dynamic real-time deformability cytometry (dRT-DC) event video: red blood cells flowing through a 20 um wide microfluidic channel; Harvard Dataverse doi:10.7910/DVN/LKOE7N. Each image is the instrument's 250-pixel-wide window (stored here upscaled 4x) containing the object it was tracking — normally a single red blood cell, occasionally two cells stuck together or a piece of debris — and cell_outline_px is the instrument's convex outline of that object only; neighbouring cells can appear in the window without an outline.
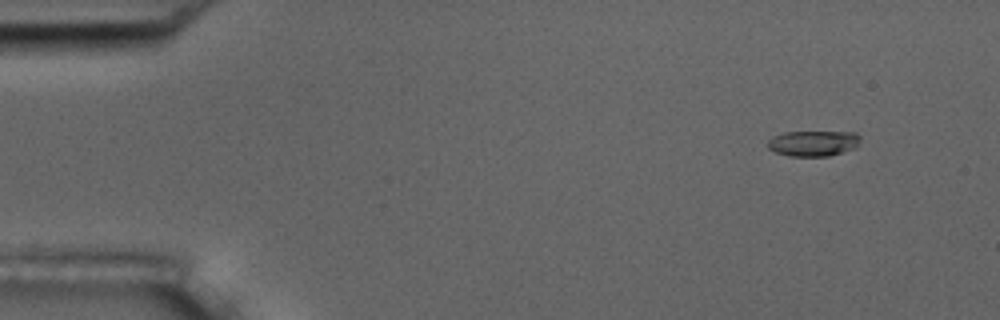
{"species": "common noctule bat (a hibernating species)", "species_latin": "Nyctalus noctula", "temperature_condition": "room temperature", "stored_images_in_passage": 4, "camera_frame_rate_fps": 3000, "um_per_image_px": 0.085, "animal": {"sex": "male", "body_mass_g": 17.5, "forearm_length_mm": 52.3}, "frame": {"image": 1, "passage_image": 1, "time_ms": 0.0, "image_size_px": [1000, 320], "cell_outline_px": [[860, 140], [856, 148], [828, 156], [788, 156], [776, 152], [768, 148], [768, 140], [772, 136], [784, 132], [856, 132], [860, 136]], "centroid_in_image_um": [69.13, 12.18], "position_along_channel_um": 15.9, "area_um2": 13.87}}
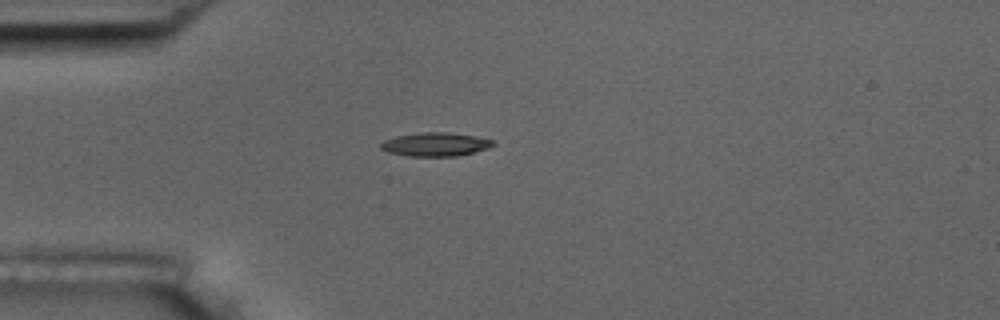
{"frame": {"image": 2, "passage_image": 4, "time_ms": 3.333, "image_size_px": [1000, 320], "cell_outline_px": [[496, 144], [488, 148], [456, 156], [408, 156], [388, 152], [380, 148], [380, 144], [384, 140], [396, 136], [424, 132], [448, 132], [472, 136], [492, 140]], "centroid_in_image_um": [36.97, 12.27], "position_along_channel_um": 48.0, "area_um2": 15.26}}